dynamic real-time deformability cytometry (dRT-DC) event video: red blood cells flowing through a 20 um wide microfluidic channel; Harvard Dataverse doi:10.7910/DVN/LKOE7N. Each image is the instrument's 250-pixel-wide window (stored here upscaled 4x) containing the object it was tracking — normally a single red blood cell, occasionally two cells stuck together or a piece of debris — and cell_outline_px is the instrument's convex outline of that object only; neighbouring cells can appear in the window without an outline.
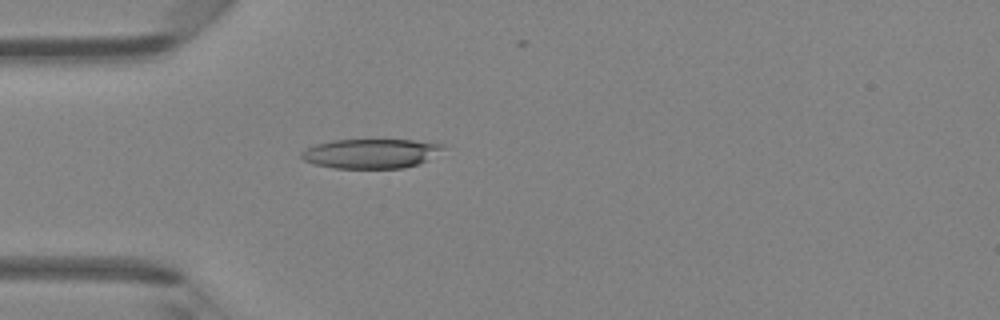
{"species": "Egyptian fruit bat (a non-hibernating species)", "species_latin": "Rousettus aegyptiacus", "temperature_condition": "room temperature", "stored_images_in_passage": 40, "camera_frame_rate_fps": 3000, "um_per_image_px": 0.085, "animal": {"sex": "female"}, "frame": {"image": 1, "passage_image": 14, "time_ms": 4.333, "image_size_px": [1000, 320], "cell_outline_px": [[444, 148], [428, 160], [420, 164], [404, 168], [332, 168], [316, 164], [304, 160], [300, 156], [300, 152], [316, 144], [332, 140], [412, 140], [444, 144]], "centroid_in_image_um": [31.53, 13.05], "position_along_channel_um": 53.5, "area_um2": 24.28}}
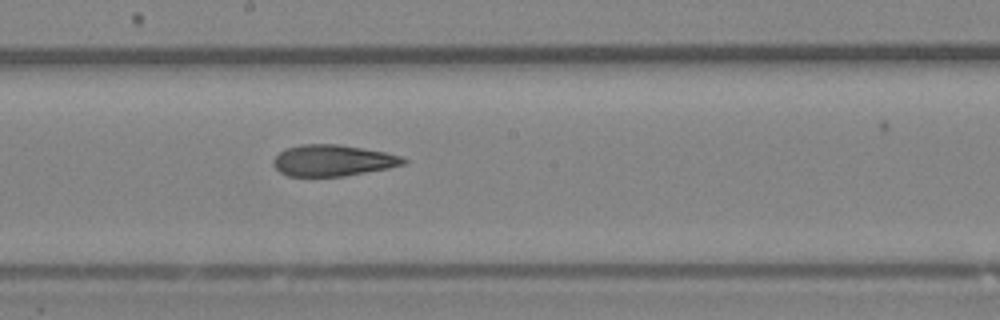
{"frame": {"image": 2, "passage_image": 26, "time_ms": 8.333, "image_size_px": [1000, 320], "cell_outline_px": [[408, 160], [404, 164], [388, 168], [344, 176], [288, 176], [280, 172], [272, 164], [272, 160], [280, 152], [288, 148], [300, 144], [340, 144], [384, 152], [400, 156]], "centroid_in_image_um": [28.27, 13.64], "position_along_channel_um": 219.9, "area_um2": 23.58}}
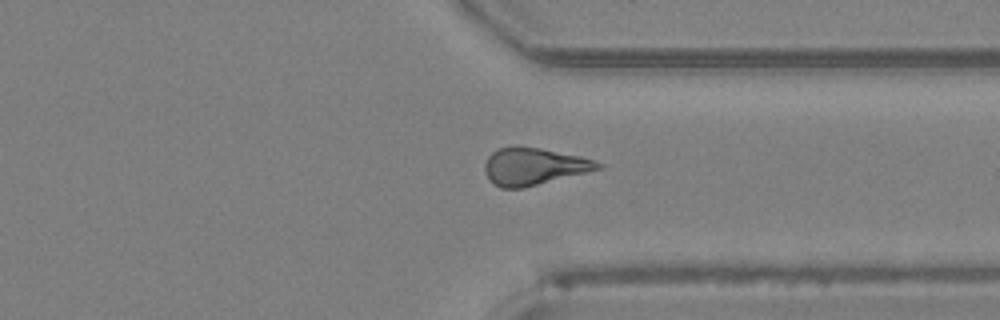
{"frame": {"image": 3, "passage_image": 36, "time_ms": 11.667, "image_size_px": [1000, 320], "cell_outline_px": [[604, 168], [524, 188], [500, 188], [488, 180], [484, 172], [484, 164], [488, 156], [492, 152], [500, 148], [540, 148], [580, 156], [604, 164]], "centroid_in_image_um": [45.37, 14.18], "position_along_channel_um": 366.0, "area_um2": 24.33}, "authors_computed_cell_mechanics": {"area_um2": 24.3627, "velocity_mm_per_s": 4.3841, "shape_relaxation_time_tau1_ms": 8.8029, "shape_relaxation_time_tau2_ms": 3.912, "deformation_change_tau1": 0.2279, "deformation_change_tau2": 0.1532}}